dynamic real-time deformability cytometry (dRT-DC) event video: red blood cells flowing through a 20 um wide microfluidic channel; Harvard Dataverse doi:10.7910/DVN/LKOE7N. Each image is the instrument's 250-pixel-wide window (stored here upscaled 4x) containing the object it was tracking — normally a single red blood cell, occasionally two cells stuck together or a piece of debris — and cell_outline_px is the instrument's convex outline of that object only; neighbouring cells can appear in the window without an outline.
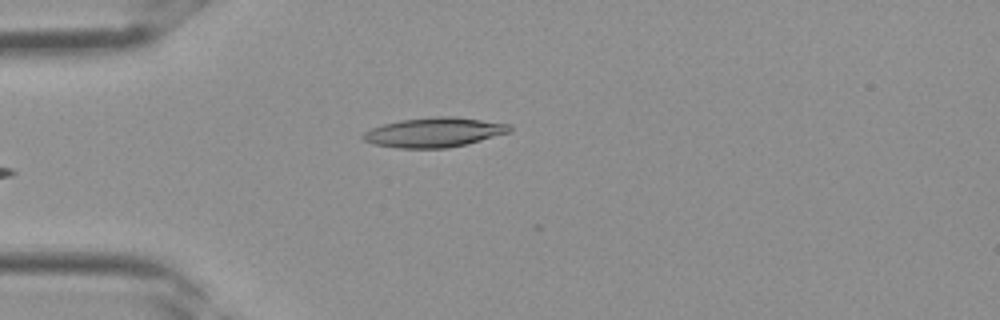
{"species": "Egyptian fruit bat (a non-hibernating species)", "species_latin": "Rousettus aegyptiacus", "temperature_condition": "room temperature", "stored_images_in_passage": 2, "camera_frame_rate_fps": 3000, "um_per_image_px": 0.085, "frame": {"image": 1, "passage_image": 2, "time_ms": 0.333, "image_size_px": [1000, 320], "cell_outline_px": [[512, 132], [448, 148], [400, 148], [376, 144], [364, 140], [360, 136], [364, 132], [372, 128], [384, 124], [400, 120], [436, 116], [452, 116], [508, 124], [512, 128]], "centroid_in_image_um": [36.9, 11.24], "position_along_channel_um": 48.1, "area_um2": 24.97}}